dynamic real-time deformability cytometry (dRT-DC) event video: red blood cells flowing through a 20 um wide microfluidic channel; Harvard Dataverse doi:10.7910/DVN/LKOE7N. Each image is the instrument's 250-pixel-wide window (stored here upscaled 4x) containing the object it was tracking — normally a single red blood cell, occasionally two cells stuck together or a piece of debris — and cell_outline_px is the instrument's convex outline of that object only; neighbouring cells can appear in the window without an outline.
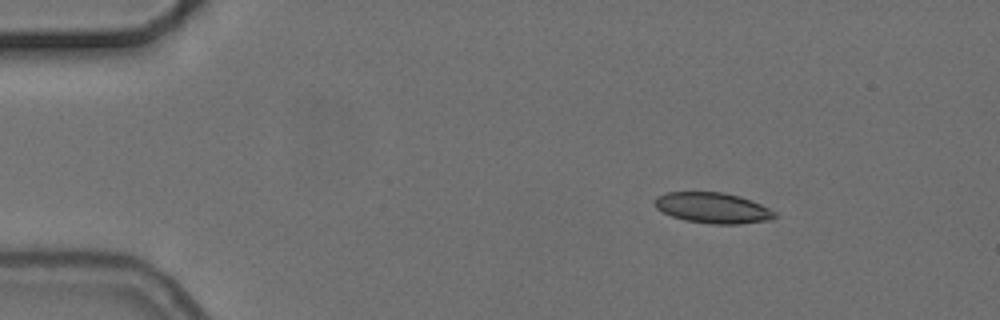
{"species": "common noctule bat (a hibernating species)", "species_latin": "Nyctalus noctula", "temperature_condition": "cold", "stored_images_in_passage": 4, "camera_frame_rate_fps": 3000, "um_per_image_px": 0.085, "animal": {"sex": "female", "body_mass_g": 24.6, "forearm_length_mm": 56.2}, "frame": {"image": 1, "passage_image": 2, "time_ms": 1.667, "image_size_px": [1000, 320], "cell_outline_px": [[780, 216], [772, 220], [740, 224], [712, 224], [684, 220], [672, 216], [656, 208], [656, 196], [668, 192], [724, 192], [740, 196], [752, 200], [776, 212]], "centroid_in_image_um": [60.65, 17.68], "position_along_channel_um": 24.3, "area_um2": 21.56}}